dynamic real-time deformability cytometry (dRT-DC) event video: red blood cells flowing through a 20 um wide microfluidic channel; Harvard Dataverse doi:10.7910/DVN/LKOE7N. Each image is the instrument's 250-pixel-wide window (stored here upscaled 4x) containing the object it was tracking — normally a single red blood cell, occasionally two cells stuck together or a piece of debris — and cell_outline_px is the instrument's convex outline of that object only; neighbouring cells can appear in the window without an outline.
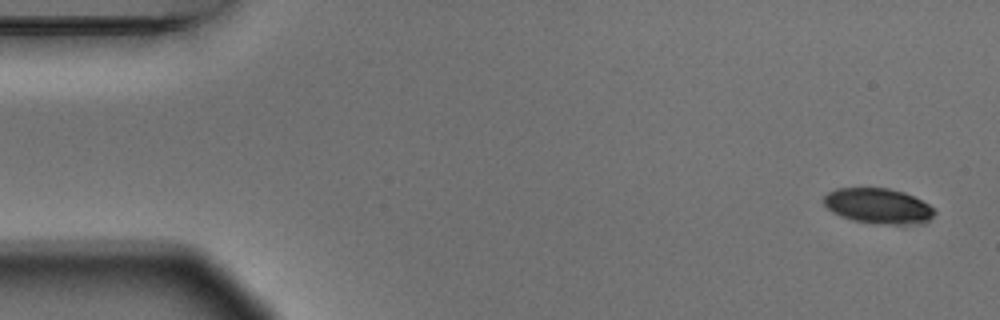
{"species": "Egyptian fruit bat (a non-hibernating species)", "species_latin": "Rousettus aegyptiacus", "temperature_condition": "warm", "stored_images_in_passage": 9, "camera_frame_rate_fps": 3000, "um_per_image_px": 0.085, "animal": {"sex": "male"}, "frame": {"image": 1, "passage_image": 1, "time_ms": 0.0, "image_size_px": [1000, 320], "cell_outline_px": [[936, 212], [928, 220], [908, 224], [876, 224], [852, 220], [840, 216], [832, 212], [824, 204], [824, 196], [828, 192], [836, 188], [888, 188], [904, 192], [936, 208]], "centroid_in_image_um": [74.62, 17.5], "position_along_channel_um": 10.4, "area_um2": 22.72}}
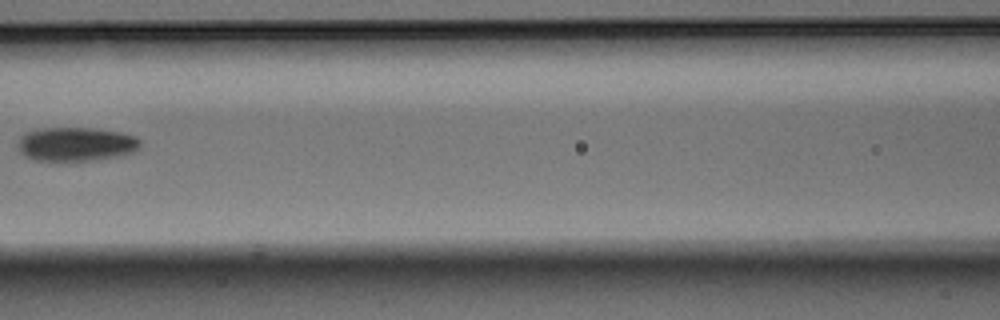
{"frame": {"image": 2, "passage_image": 8, "time_ms": 2.333, "image_size_px": [1000, 320], "cell_outline_px": [[140, 144], [132, 152], [124, 156], [100, 160], [72, 164], [32, 160], [24, 156], [20, 152], [16, 144], [20, 136], [28, 132], [44, 128], [92, 128], [120, 132], [136, 136], [140, 140]], "centroid_in_image_um": [6.43, 12.32], "position_along_channel_um": 160.2, "area_um2": 25.32}}
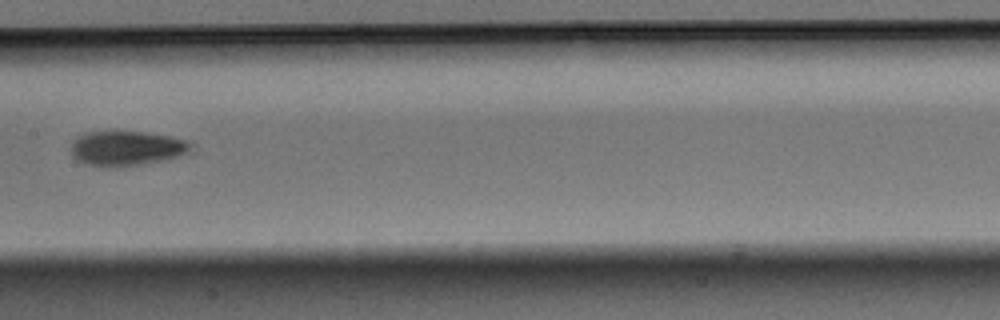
{"frame": {"image": 3, "passage_image": 9, "time_ms": 2.667, "image_size_px": [1000, 320], "cell_outline_px": [[188, 148], [184, 152], [176, 156], [160, 160], [140, 164], [112, 168], [104, 168], [88, 164], [76, 160], [72, 156], [72, 144], [84, 132], [144, 132], [168, 136], [184, 140], [188, 144]], "centroid_in_image_um": [10.64, 12.62], "position_along_channel_um": 196.8, "area_um2": 23.52}}